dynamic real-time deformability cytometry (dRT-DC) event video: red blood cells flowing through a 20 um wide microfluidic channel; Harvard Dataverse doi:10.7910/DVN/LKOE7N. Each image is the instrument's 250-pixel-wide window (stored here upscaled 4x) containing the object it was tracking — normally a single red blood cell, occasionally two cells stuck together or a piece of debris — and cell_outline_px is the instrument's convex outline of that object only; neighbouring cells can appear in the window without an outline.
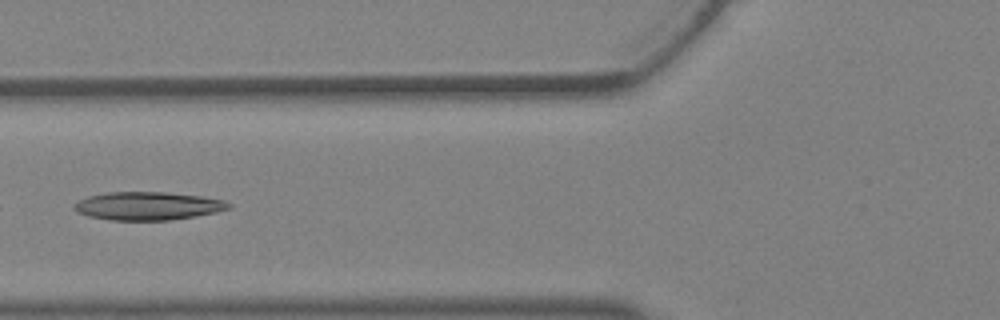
{"species": "Egyptian fruit bat (a non-hibernating species)", "species_latin": "Rousettus aegyptiacus", "temperature_condition": "warm", "stored_images_in_passage": 19, "camera_frame_rate_fps": 3000, "um_per_image_px": 0.085, "animal": {"sex": "female"}, "frame": {"image": 1, "passage_image": 14, "time_ms": 4.333, "image_size_px": [1000, 320], "cell_outline_px": [[232, 208], [216, 212], [172, 220], [108, 220], [88, 216], [76, 212], [72, 208], [72, 204], [88, 196], [104, 192], [164, 192], [200, 196], [224, 200], [232, 204]], "centroid_in_image_um": [12.53, 17.5], "position_along_channel_um": 113.3, "area_um2": 25.55}}
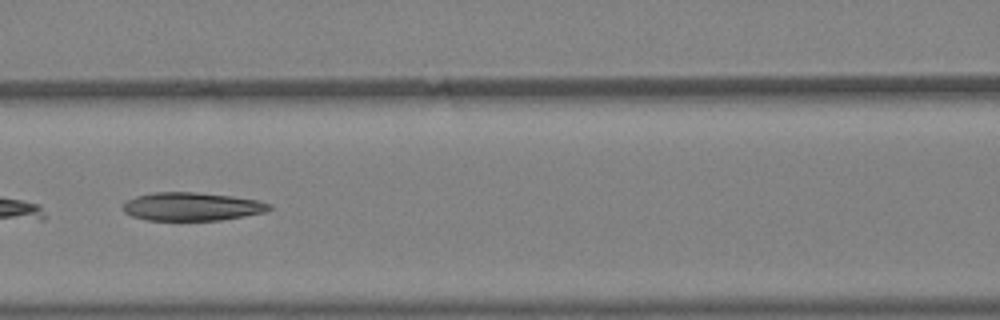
{"frame": {"image": 2, "passage_image": 16, "time_ms": 5.0, "image_size_px": [1000, 320], "cell_outline_px": [[272, 208], [264, 212], [244, 216], [220, 220], [144, 220], [132, 216], [124, 212], [120, 208], [128, 200], [136, 196], [152, 192], [196, 192], [232, 196], [260, 200], [272, 204]], "centroid_in_image_um": [16.3, 17.55], "position_along_channel_um": 150.3, "area_um2": 24.28}}